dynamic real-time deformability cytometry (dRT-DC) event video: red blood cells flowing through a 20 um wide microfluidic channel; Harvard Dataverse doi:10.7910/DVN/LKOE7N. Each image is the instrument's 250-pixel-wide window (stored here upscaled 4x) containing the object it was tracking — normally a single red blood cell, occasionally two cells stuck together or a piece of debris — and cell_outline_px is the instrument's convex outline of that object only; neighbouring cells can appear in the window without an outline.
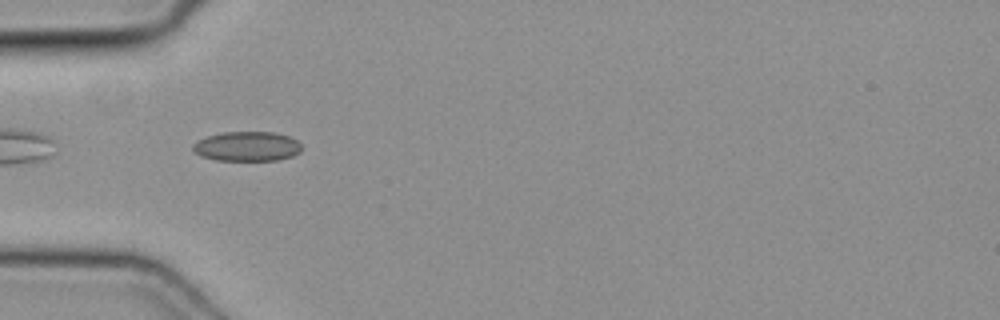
{"species": "common noctule bat (a hibernating species)", "species_latin": "Nyctalus noctula", "temperature_condition": "cold", "stored_images_in_passage": 36, "camera_frame_rate_fps": 3000, "um_per_image_px": 0.085, "animal": {"sex": "female", "body_mass_g": 19.3, "forearm_length_mm": 54.1}, "frame": {"image": 1, "passage_image": 2, "time_ms": 0.333, "image_size_px": [1000, 320], "cell_outline_px": [[300, 152], [292, 156], [276, 160], [216, 160], [200, 156], [192, 152], [192, 144], [196, 140], [220, 132], [272, 132], [288, 136], [296, 140], [300, 144]], "centroid_in_image_um": [20.93, 12.44], "position_along_channel_um": 64.1, "area_um2": 18.84}}
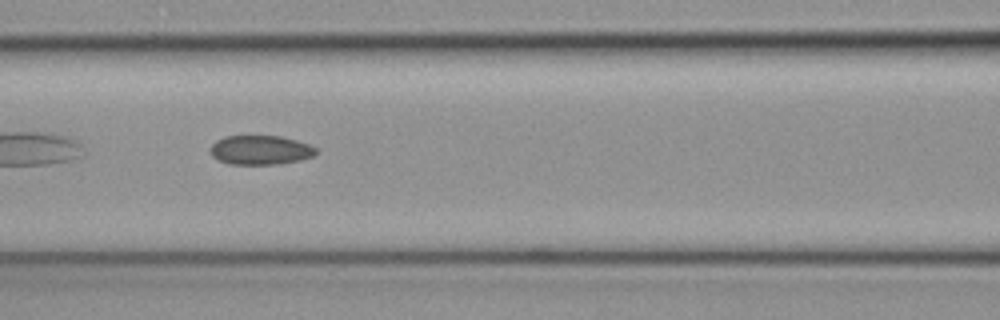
{"frame": {"image": 2, "passage_image": 8, "time_ms": 2.333, "image_size_px": [1000, 320], "cell_outline_px": [[316, 152], [312, 156], [300, 160], [280, 164], [228, 164], [212, 156], [212, 144], [216, 140], [224, 136], [280, 136], [296, 140], [308, 144], [316, 148]], "centroid_in_image_um": [22.14, 12.75], "position_along_channel_um": 144.5, "area_um2": 17.86}}
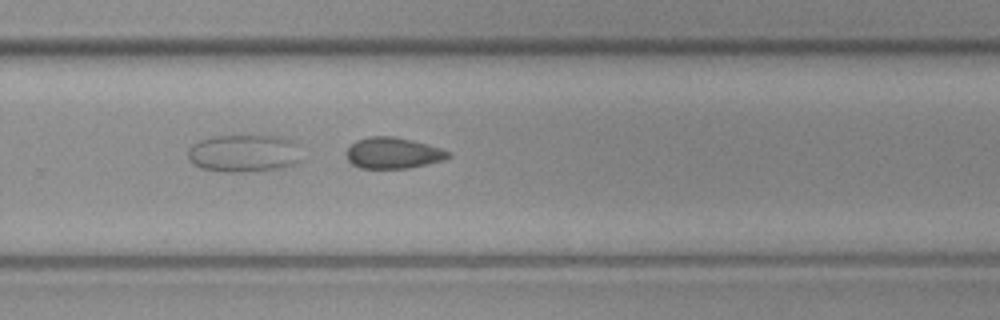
{"frame": {"image": 3, "passage_image": 19, "time_ms": 6.0, "image_size_px": [1000, 320], "cell_outline_px": [[452, 156], [444, 160], [408, 168], [360, 168], [352, 164], [348, 160], [348, 148], [356, 140], [368, 136], [392, 136], [440, 148], [448, 152]], "centroid_in_image_um": [33.39, 13.01], "position_along_channel_um": 296.4, "area_um2": 18.09}}